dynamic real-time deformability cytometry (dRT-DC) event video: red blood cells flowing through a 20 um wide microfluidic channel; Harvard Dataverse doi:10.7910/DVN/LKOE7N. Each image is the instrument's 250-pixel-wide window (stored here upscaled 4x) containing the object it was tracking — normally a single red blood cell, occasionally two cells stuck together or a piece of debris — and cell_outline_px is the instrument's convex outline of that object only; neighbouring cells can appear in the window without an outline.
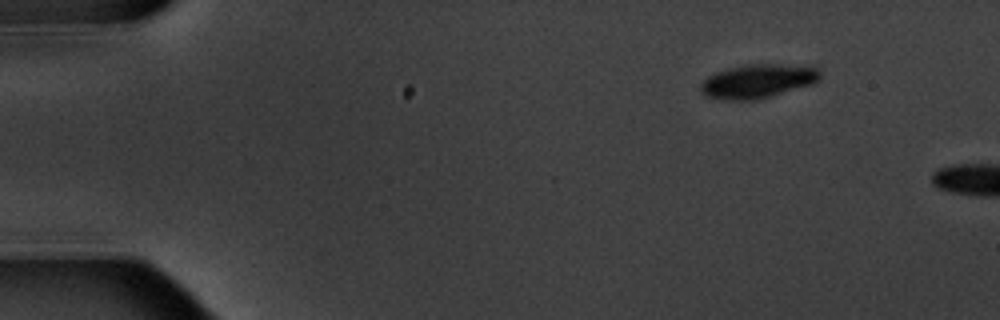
{"species": "common noctule bat (a hibernating species)", "species_latin": "Nyctalus noctula", "temperature_condition": "warm", "stored_images_in_passage": 3, "camera_frame_rate_fps": 3000, "um_per_image_px": 0.085, "animal": {"sex": "male", "body_mass_g": 20.1, "forearm_length_mm": 53.5}, "frame": {"image": 1, "passage_image": 1, "time_ms": 0.0, "image_size_px": [1000, 320], "cell_outline_px": [[820, 80], [812, 84], [756, 100], [724, 100], [708, 96], [700, 92], [700, 84], [708, 76], [716, 72], [728, 68], [744, 64], [812, 64], [820, 68]], "centroid_in_image_um": [64.47, 6.87], "position_along_channel_um": 20.5, "area_um2": 23.99}}